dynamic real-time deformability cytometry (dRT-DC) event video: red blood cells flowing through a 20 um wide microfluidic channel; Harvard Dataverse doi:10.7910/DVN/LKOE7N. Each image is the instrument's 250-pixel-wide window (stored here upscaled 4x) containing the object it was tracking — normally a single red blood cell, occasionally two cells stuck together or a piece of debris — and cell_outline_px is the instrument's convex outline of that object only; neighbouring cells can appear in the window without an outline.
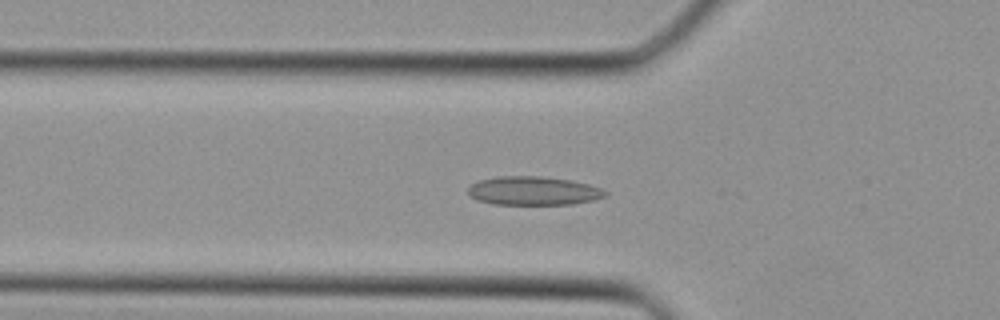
{"species": "Egyptian fruit bat (a non-hibernating species)", "species_latin": "Rousettus aegyptiacus", "temperature_condition": "cold", "stored_images_in_passage": 17, "camera_frame_rate_fps": 3000, "um_per_image_px": 0.085, "animal": {"sex": "female"}, "frame": {"image": 1, "passage_image": 12, "time_ms": 3.667, "image_size_px": [1000, 320], "cell_outline_px": [[608, 196], [592, 200], [572, 204], [492, 204], [480, 200], [472, 196], [468, 192], [468, 188], [472, 184], [480, 180], [500, 176], [540, 176], [572, 180], [588, 184], [600, 188], [608, 192]], "centroid_in_image_um": [45.38, 16.21], "position_along_channel_um": 80.4, "area_um2": 22.77}}
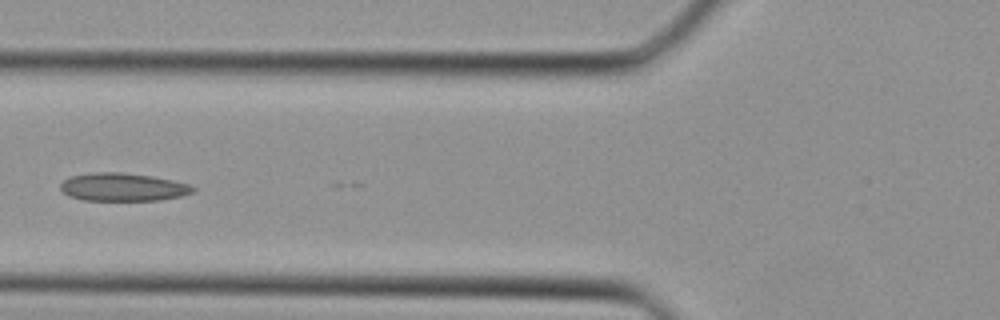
{"frame": {"image": 2, "passage_image": 14, "time_ms": 4.333, "image_size_px": [1000, 320], "cell_outline_px": [[196, 188], [192, 192], [180, 196], [160, 200], [84, 200], [68, 196], [60, 188], [60, 184], [68, 176], [96, 172], [120, 172], [152, 176], [172, 180], [188, 184]], "centroid_in_image_um": [10.41, 15.89], "position_along_channel_um": 115.4, "area_um2": 21.56}}
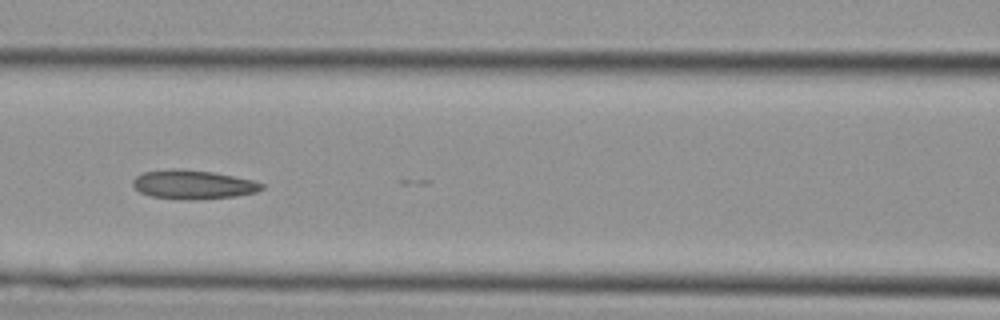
{"frame": {"image": 3, "passage_image": 16, "time_ms": 5.0, "image_size_px": [1000, 320], "cell_outline_px": [[264, 188], [256, 192], [236, 196], [152, 196], [140, 192], [132, 184], [132, 180], [136, 176], [144, 172], [172, 168], [180, 168], [212, 172], [252, 180], [264, 184]], "centroid_in_image_um": [16.4, 15.61], "position_along_channel_um": 150.2, "area_um2": 20.4}}